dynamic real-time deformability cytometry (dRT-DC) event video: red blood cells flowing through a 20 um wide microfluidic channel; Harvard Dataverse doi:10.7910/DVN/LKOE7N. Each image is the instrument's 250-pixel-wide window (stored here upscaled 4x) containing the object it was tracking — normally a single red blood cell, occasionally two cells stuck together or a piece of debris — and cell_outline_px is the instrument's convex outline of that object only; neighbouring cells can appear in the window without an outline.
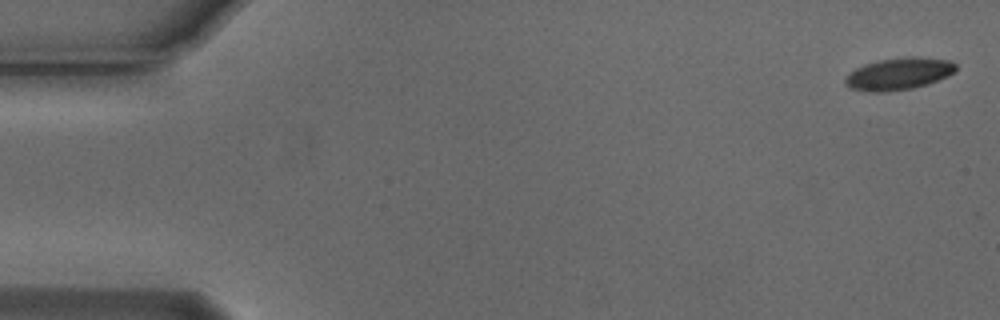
{"species": "Egyptian fruit bat (a non-hibernating species)", "species_latin": "Rousettus aegyptiacus", "temperature_condition": "cold", "stored_images_in_passage": 6, "camera_frame_rate_fps": 3000, "um_per_image_px": 0.085, "animal": {"sex": "male"}, "frame": {"image": 1, "passage_image": 1, "time_ms": 0.0, "image_size_px": [1000, 320], "cell_outline_px": [[956, 72], [948, 76], [928, 84], [912, 88], [888, 92], [868, 92], [848, 88], [844, 84], [844, 80], [848, 72], [864, 64], [876, 60], [904, 56], [920, 56], [952, 60], [956, 64]], "centroid_in_image_um": [76.39, 6.26], "position_along_channel_um": 8.6, "area_um2": 21.33}}
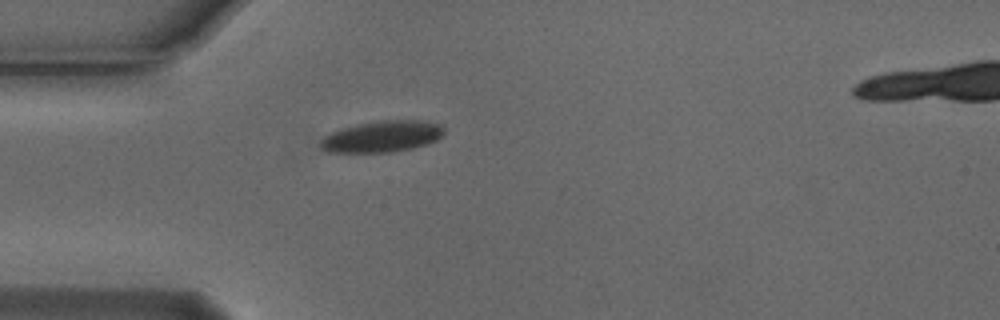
{"frame": {"image": 2, "passage_image": 5, "time_ms": 1.333, "image_size_px": [1000, 320], "cell_outline_px": [[444, 132], [436, 140], [428, 144], [412, 148], [392, 152], [324, 152], [320, 148], [320, 140], [328, 132], [340, 128], [356, 124], [376, 120], [420, 120], [440, 124], [444, 128]], "centroid_in_image_um": [32.42, 11.59], "position_along_channel_um": 52.6, "area_um2": 22.89}}